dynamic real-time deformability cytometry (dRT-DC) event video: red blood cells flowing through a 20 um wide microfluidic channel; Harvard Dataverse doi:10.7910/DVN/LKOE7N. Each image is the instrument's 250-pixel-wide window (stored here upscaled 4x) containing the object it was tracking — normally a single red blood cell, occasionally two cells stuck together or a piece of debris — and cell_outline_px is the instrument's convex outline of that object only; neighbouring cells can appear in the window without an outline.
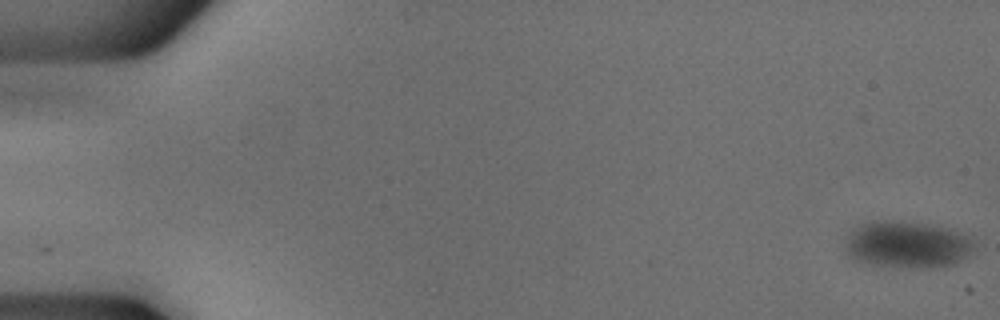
{"species": "common noctule bat (a hibernating species)", "species_latin": "Nyctalus noctula", "temperature_condition": "cold", "stored_images_in_passage": 54, "camera_frame_rate_fps": 3000, "um_per_image_px": 0.085, "animal": {"sex": "male", "body_mass_g": 18.8}, "frame": {"image": 1, "passage_image": 1, "time_ms": 0.0, "image_size_px": [1000, 320], "cell_outline_px": [[976, 248], [968, 256], [956, 264], [876, 264], [856, 260], [848, 256], [844, 248], [848, 232], [852, 228], [860, 224], [872, 220], [892, 220], [928, 224], [960, 232], [976, 240]], "centroid_in_image_um": [77.09, 20.71], "position_along_channel_um": 7.9, "area_um2": 34.33}}
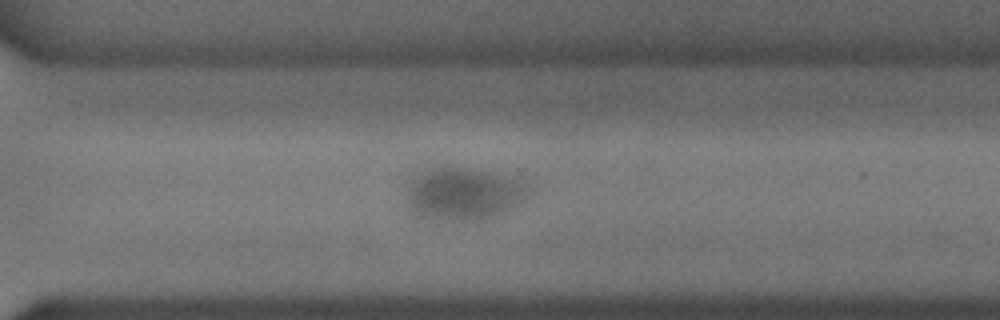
{"frame": {"image": 2, "passage_image": 39, "time_ms": 12.667, "image_size_px": [1000, 320], "cell_outline_px": [[524, 196], [516, 204], [492, 216], [472, 220], [440, 220], [416, 216], [412, 212], [408, 204], [408, 184], [420, 172], [444, 164], [492, 172], [512, 180], [524, 188]], "centroid_in_image_um": [39.2, 16.46], "position_along_channel_um": 331.4, "area_um2": 36.13}}
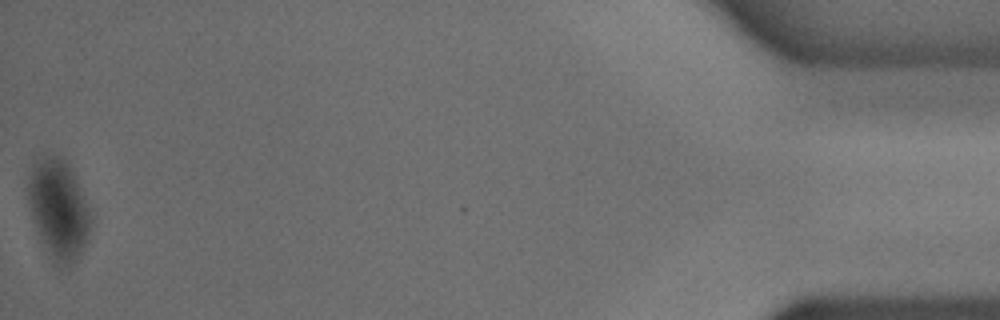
{"frame": {"image": 3, "passage_image": 54, "time_ms": 17.667, "image_size_px": [1000, 320], "cell_outline_px": [[92, 216], [84, 252], [68, 268], [60, 268], [52, 264], [36, 232], [32, 220], [28, 204], [28, 176], [32, 164], [36, 160], [44, 156], [56, 156], [64, 160], [68, 164], [72, 172]], "centroid_in_image_um": [4.94, 17.89], "position_along_channel_um": 430.3, "area_um2": 36.82}}